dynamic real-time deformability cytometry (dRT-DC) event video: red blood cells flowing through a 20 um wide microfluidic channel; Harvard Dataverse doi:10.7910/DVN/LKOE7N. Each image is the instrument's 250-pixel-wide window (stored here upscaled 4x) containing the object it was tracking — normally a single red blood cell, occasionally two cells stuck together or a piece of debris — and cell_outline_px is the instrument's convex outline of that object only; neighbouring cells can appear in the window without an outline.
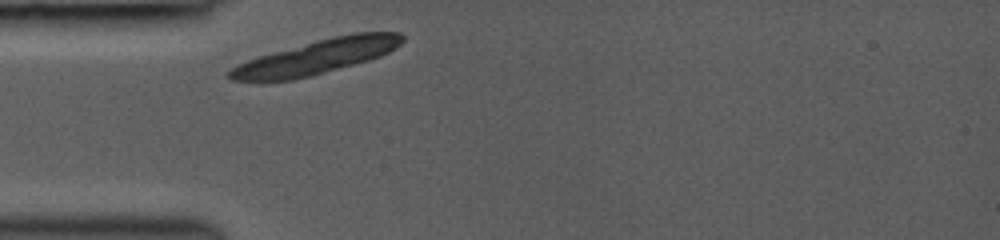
{"species": "common noctule bat (a hibernating species)", "species_latin": "Nyctalus noctula", "temperature_condition": "room temperature", "stored_images_in_passage": 27, "camera_frame_rate_fps": 3000, "um_per_image_px": 0.085, "animal": {"sex": "female", "body_mass_g": 19.0, "forearm_length_mm": 53.3}, "frame": {"image": 1, "passage_image": 1, "time_ms": 0.0, "image_size_px": [1000, 240], "cell_outline_px": [[404, 40], [396, 48], [380, 56], [368, 60], [312, 76], [292, 80], [232, 80], [228, 76], [228, 72], [232, 68], [248, 60], [260, 56], [316, 40], [332, 36], [356, 32], [400, 32], [404, 36]], "centroid_in_image_um": [26.99, 4.82], "position_along_channel_um": 58.0, "area_um2": 33.99}}